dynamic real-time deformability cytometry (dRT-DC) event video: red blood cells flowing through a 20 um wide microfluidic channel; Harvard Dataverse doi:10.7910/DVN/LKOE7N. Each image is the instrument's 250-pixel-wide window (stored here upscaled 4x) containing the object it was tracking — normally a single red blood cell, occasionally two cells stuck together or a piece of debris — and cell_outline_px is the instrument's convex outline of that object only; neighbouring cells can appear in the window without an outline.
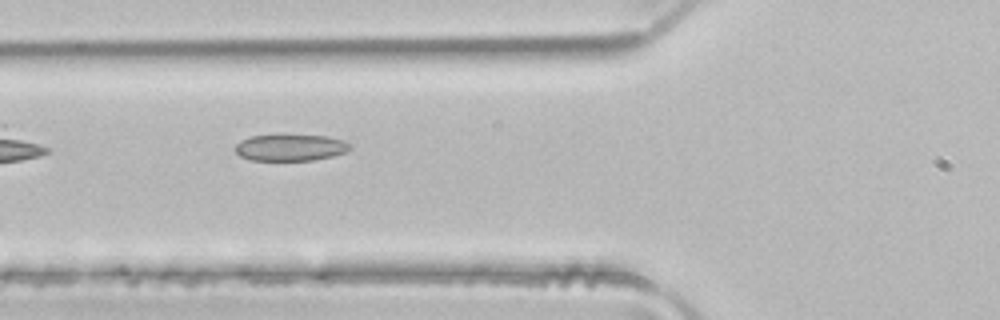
{"species": "common noctule bat (a hibernating species)", "species_latin": "Nyctalus noctula", "temperature_condition": "room temperature", "stored_images_in_passage": 5, "camera_frame_rate_fps": 3000, "um_per_image_px": 0.085, "animal": {"sex": "male", "body_mass_g": 21.5, "forearm_length_mm": 52.0}, "frame": {"image": 1, "passage_image": 4, "time_ms": 1.0, "image_size_px": [1000, 320], "cell_outline_px": [[352, 148], [344, 152], [332, 156], [312, 160], [252, 160], [240, 156], [236, 152], [236, 144], [240, 140], [252, 136], [328, 136], [344, 140], [352, 144]], "centroid_in_image_um": [24.72, 12.55], "position_along_channel_um": 101.1, "area_um2": 17.46}}
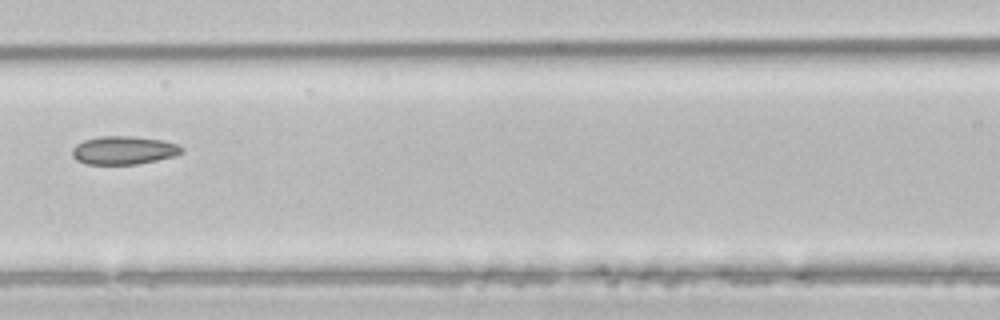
{"frame": {"image": 2, "passage_image": 5, "time_ms": 1.333, "image_size_px": [1000, 320], "cell_outline_px": [[184, 152], [176, 156], [136, 164], [88, 164], [76, 160], [72, 156], [72, 148], [76, 144], [84, 140], [100, 136], [132, 136], [164, 140], [176, 144], [184, 148]], "centroid_in_image_um": [10.53, 12.77], "position_along_channel_um": 156.1, "area_um2": 18.15}}